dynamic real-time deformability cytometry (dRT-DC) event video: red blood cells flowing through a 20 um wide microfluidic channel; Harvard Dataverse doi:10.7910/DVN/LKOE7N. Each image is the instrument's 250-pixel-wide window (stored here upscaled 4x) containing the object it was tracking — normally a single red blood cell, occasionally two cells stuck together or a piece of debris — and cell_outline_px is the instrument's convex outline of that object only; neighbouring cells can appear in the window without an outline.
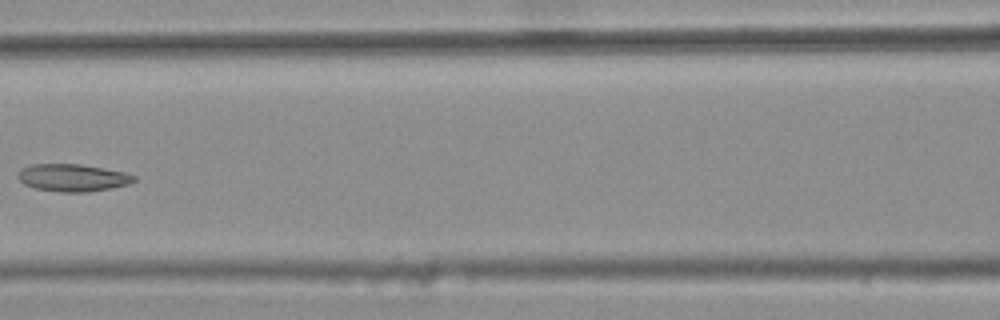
{"species": "common noctule bat (a hibernating species)", "species_latin": "Nyctalus noctula", "temperature_condition": "warm", "stored_images_in_passage": 8, "camera_frame_rate_fps": 3000, "um_per_image_px": 0.085, "animal": {"sex": "female", "body_mass_g": 25.1}, "frame": {"image": 1, "passage_image": 7, "time_ms": 2.0, "image_size_px": [1000, 320], "cell_outline_px": [[136, 180], [128, 184], [112, 188], [88, 192], [60, 192], [36, 188], [24, 184], [16, 176], [28, 164], [80, 164], [124, 172], [136, 176]], "centroid_in_image_um": [6.19, 15.11], "position_along_channel_um": 160.4, "area_um2": 18.44}}
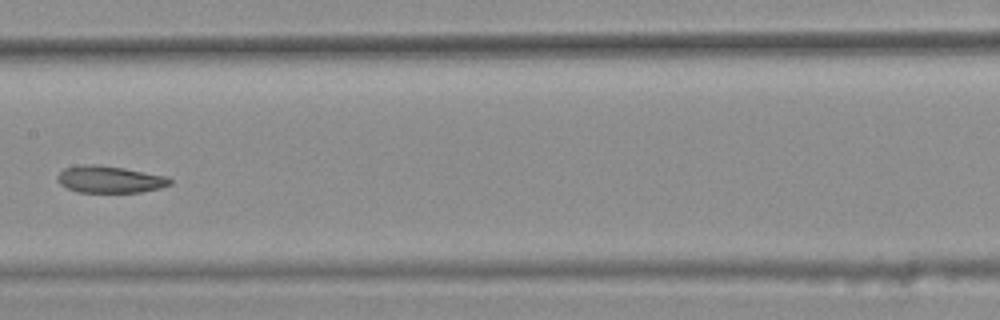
{"frame": {"image": 2, "passage_image": 8, "time_ms": 2.333, "image_size_px": [1000, 320], "cell_outline_px": [[172, 184], [160, 188], [140, 192], [76, 192], [60, 184], [56, 180], [56, 176], [64, 168], [88, 164], [96, 164], [124, 168], [168, 176], [172, 180]], "centroid_in_image_um": [9.34, 15.25], "position_along_channel_um": 198.1, "area_um2": 17.74}}